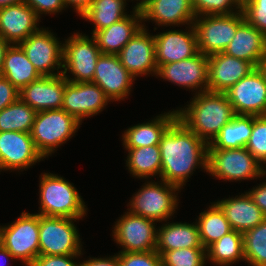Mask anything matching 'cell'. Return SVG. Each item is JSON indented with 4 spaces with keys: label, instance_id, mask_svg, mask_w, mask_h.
<instances>
[{
    "label": "cell",
    "instance_id": "6da1fadb",
    "mask_svg": "<svg viewBox=\"0 0 266 266\" xmlns=\"http://www.w3.org/2000/svg\"><path fill=\"white\" fill-rule=\"evenodd\" d=\"M160 180L182 189L199 166L207 170L208 144L176 118L162 135L160 142Z\"/></svg>",
    "mask_w": 266,
    "mask_h": 266
},
{
    "label": "cell",
    "instance_id": "b9f144b4",
    "mask_svg": "<svg viewBox=\"0 0 266 266\" xmlns=\"http://www.w3.org/2000/svg\"><path fill=\"white\" fill-rule=\"evenodd\" d=\"M78 256L81 255H39L30 266H80L74 261Z\"/></svg>",
    "mask_w": 266,
    "mask_h": 266
},
{
    "label": "cell",
    "instance_id": "cb8c5ba5",
    "mask_svg": "<svg viewBox=\"0 0 266 266\" xmlns=\"http://www.w3.org/2000/svg\"><path fill=\"white\" fill-rule=\"evenodd\" d=\"M133 14L95 32V39L102 54L117 55L131 38L143 27L140 8L134 6Z\"/></svg>",
    "mask_w": 266,
    "mask_h": 266
},
{
    "label": "cell",
    "instance_id": "4dcf8cb0",
    "mask_svg": "<svg viewBox=\"0 0 266 266\" xmlns=\"http://www.w3.org/2000/svg\"><path fill=\"white\" fill-rule=\"evenodd\" d=\"M207 260L213 265L229 266L244 260L243 233L231 230L206 249Z\"/></svg>",
    "mask_w": 266,
    "mask_h": 266
},
{
    "label": "cell",
    "instance_id": "60d3db41",
    "mask_svg": "<svg viewBox=\"0 0 266 266\" xmlns=\"http://www.w3.org/2000/svg\"><path fill=\"white\" fill-rule=\"evenodd\" d=\"M120 266H162L161 255L150 252H119Z\"/></svg>",
    "mask_w": 266,
    "mask_h": 266
},
{
    "label": "cell",
    "instance_id": "2e32d148",
    "mask_svg": "<svg viewBox=\"0 0 266 266\" xmlns=\"http://www.w3.org/2000/svg\"><path fill=\"white\" fill-rule=\"evenodd\" d=\"M143 27L117 54L120 62L134 77L157 73L154 35ZM150 72V73H149Z\"/></svg>",
    "mask_w": 266,
    "mask_h": 266
},
{
    "label": "cell",
    "instance_id": "30bf717a",
    "mask_svg": "<svg viewBox=\"0 0 266 266\" xmlns=\"http://www.w3.org/2000/svg\"><path fill=\"white\" fill-rule=\"evenodd\" d=\"M101 54L92 36L89 38L88 35L74 33L63 43V76L70 82H92L96 63ZM67 71L73 75V78L66 75Z\"/></svg>",
    "mask_w": 266,
    "mask_h": 266
},
{
    "label": "cell",
    "instance_id": "7c38bea8",
    "mask_svg": "<svg viewBox=\"0 0 266 266\" xmlns=\"http://www.w3.org/2000/svg\"><path fill=\"white\" fill-rule=\"evenodd\" d=\"M156 221L128 212L115 222L114 241L122 246L119 252L155 251L157 244Z\"/></svg>",
    "mask_w": 266,
    "mask_h": 266
},
{
    "label": "cell",
    "instance_id": "c3c4849f",
    "mask_svg": "<svg viewBox=\"0 0 266 266\" xmlns=\"http://www.w3.org/2000/svg\"><path fill=\"white\" fill-rule=\"evenodd\" d=\"M9 45L10 44L4 38L0 36V75H1L2 67H3L4 55Z\"/></svg>",
    "mask_w": 266,
    "mask_h": 266
},
{
    "label": "cell",
    "instance_id": "ab89813d",
    "mask_svg": "<svg viewBox=\"0 0 266 266\" xmlns=\"http://www.w3.org/2000/svg\"><path fill=\"white\" fill-rule=\"evenodd\" d=\"M245 20L266 36V0H242Z\"/></svg>",
    "mask_w": 266,
    "mask_h": 266
},
{
    "label": "cell",
    "instance_id": "44dd1931",
    "mask_svg": "<svg viewBox=\"0 0 266 266\" xmlns=\"http://www.w3.org/2000/svg\"><path fill=\"white\" fill-rule=\"evenodd\" d=\"M67 79L61 75L41 76L26 85L19 97L36 112L62 109Z\"/></svg>",
    "mask_w": 266,
    "mask_h": 266
},
{
    "label": "cell",
    "instance_id": "9a60e30c",
    "mask_svg": "<svg viewBox=\"0 0 266 266\" xmlns=\"http://www.w3.org/2000/svg\"><path fill=\"white\" fill-rule=\"evenodd\" d=\"M41 160L30 133L0 132V171L28 169Z\"/></svg>",
    "mask_w": 266,
    "mask_h": 266
},
{
    "label": "cell",
    "instance_id": "f907efd6",
    "mask_svg": "<svg viewBox=\"0 0 266 266\" xmlns=\"http://www.w3.org/2000/svg\"><path fill=\"white\" fill-rule=\"evenodd\" d=\"M25 2V0H0V8L6 7L12 4H18Z\"/></svg>",
    "mask_w": 266,
    "mask_h": 266
},
{
    "label": "cell",
    "instance_id": "1f68e13d",
    "mask_svg": "<svg viewBox=\"0 0 266 266\" xmlns=\"http://www.w3.org/2000/svg\"><path fill=\"white\" fill-rule=\"evenodd\" d=\"M128 171L137 178H151L161 173V155L159 145L126 148ZM151 176V177H149Z\"/></svg>",
    "mask_w": 266,
    "mask_h": 266
},
{
    "label": "cell",
    "instance_id": "d4e9b609",
    "mask_svg": "<svg viewBox=\"0 0 266 266\" xmlns=\"http://www.w3.org/2000/svg\"><path fill=\"white\" fill-rule=\"evenodd\" d=\"M215 203L223 211L231 229L241 233L256 227L266 219V215L247 192Z\"/></svg>",
    "mask_w": 266,
    "mask_h": 266
},
{
    "label": "cell",
    "instance_id": "277c9868",
    "mask_svg": "<svg viewBox=\"0 0 266 266\" xmlns=\"http://www.w3.org/2000/svg\"><path fill=\"white\" fill-rule=\"evenodd\" d=\"M206 172L225 181L252 180L265 176L266 165L263 166L245 147L219 149L208 146Z\"/></svg>",
    "mask_w": 266,
    "mask_h": 266
},
{
    "label": "cell",
    "instance_id": "e0dca14e",
    "mask_svg": "<svg viewBox=\"0 0 266 266\" xmlns=\"http://www.w3.org/2000/svg\"><path fill=\"white\" fill-rule=\"evenodd\" d=\"M156 76L187 89L208 91V56L198 52L195 56L178 62L161 65Z\"/></svg>",
    "mask_w": 266,
    "mask_h": 266
},
{
    "label": "cell",
    "instance_id": "f5cc1de1",
    "mask_svg": "<svg viewBox=\"0 0 266 266\" xmlns=\"http://www.w3.org/2000/svg\"><path fill=\"white\" fill-rule=\"evenodd\" d=\"M138 1V0H137ZM140 1V0H139ZM147 0H141L139 3L137 2L136 8H140Z\"/></svg>",
    "mask_w": 266,
    "mask_h": 266
},
{
    "label": "cell",
    "instance_id": "9c48e42d",
    "mask_svg": "<svg viewBox=\"0 0 266 266\" xmlns=\"http://www.w3.org/2000/svg\"><path fill=\"white\" fill-rule=\"evenodd\" d=\"M0 244L25 266H30L39 256V214L22 212L9 225L0 227Z\"/></svg>",
    "mask_w": 266,
    "mask_h": 266
},
{
    "label": "cell",
    "instance_id": "5b68a950",
    "mask_svg": "<svg viewBox=\"0 0 266 266\" xmlns=\"http://www.w3.org/2000/svg\"><path fill=\"white\" fill-rule=\"evenodd\" d=\"M81 124L64 109L43 110L36 113L30 134L38 152L46 158L73 137Z\"/></svg>",
    "mask_w": 266,
    "mask_h": 266
},
{
    "label": "cell",
    "instance_id": "bcb514c9",
    "mask_svg": "<svg viewBox=\"0 0 266 266\" xmlns=\"http://www.w3.org/2000/svg\"><path fill=\"white\" fill-rule=\"evenodd\" d=\"M80 266H120L118 254L105 258H91L80 263Z\"/></svg>",
    "mask_w": 266,
    "mask_h": 266
},
{
    "label": "cell",
    "instance_id": "f1b7e54d",
    "mask_svg": "<svg viewBox=\"0 0 266 266\" xmlns=\"http://www.w3.org/2000/svg\"><path fill=\"white\" fill-rule=\"evenodd\" d=\"M1 76L19 91L41 77L18 44L9 45L6 49Z\"/></svg>",
    "mask_w": 266,
    "mask_h": 266
},
{
    "label": "cell",
    "instance_id": "74e56055",
    "mask_svg": "<svg viewBox=\"0 0 266 266\" xmlns=\"http://www.w3.org/2000/svg\"><path fill=\"white\" fill-rule=\"evenodd\" d=\"M241 5L242 0H192L196 17L234 14L241 11ZM232 6L236 7L235 11Z\"/></svg>",
    "mask_w": 266,
    "mask_h": 266
},
{
    "label": "cell",
    "instance_id": "4316f807",
    "mask_svg": "<svg viewBox=\"0 0 266 266\" xmlns=\"http://www.w3.org/2000/svg\"><path fill=\"white\" fill-rule=\"evenodd\" d=\"M181 248H204L197 223H164L157 230L155 250L162 256L166 251Z\"/></svg>",
    "mask_w": 266,
    "mask_h": 266
},
{
    "label": "cell",
    "instance_id": "f546056e",
    "mask_svg": "<svg viewBox=\"0 0 266 266\" xmlns=\"http://www.w3.org/2000/svg\"><path fill=\"white\" fill-rule=\"evenodd\" d=\"M255 115H236L224 125L213 141L210 148L234 149L246 147L252 133Z\"/></svg>",
    "mask_w": 266,
    "mask_h": 266
},
{
    "label": "cell",
    "instance_id": "8d00e7d4",
    "mask_svg": "<svg viewBox=\"0 0 266 266\" xmlns=\"http://www.w3.org/2000/svg\"><path fill=\"white\" fill-rule=\"evenodd\" d=\"M161 259L162 266H204L207 255L205 248H181L166 251Z\"/></svg>",
    "mask_w": 266,
    "mask_h": 266
},
{
    "label": "cell",
    "instance_id": "ee69618b",
    "mask_svg": "<svg viewBox=\"0 0 266 266\" xmlns=\"http://www.w3.org/2000/svg\"><path fill=\"white\" fill-rule=\"evenodd\" d=\"M19 92L9 80L0 75V111L15 102Z\"/></svg>",
    "mask_w": 266,
    "mask_h": 266
},
{
    "label": "cell",
    "instance_id": "f35d334b",
    "mask_svg": "<svg viewBox=\"0 0 266 266\" xmlns=\"http://www.w3.org/2000/svg\"><path fill=\"white\" fill-rule=\"evenodd\" d=\"M262 165L266 164V115L255 116L245 147Z\"/></svg>",
    "mask_w": 266,
    "mask_h": 266
},
{
    "label": "cell",
    "instance_id": "ffe728a7",
    "mask_svg": "<svg viewBox=\"0 0 266 266\" xmlns=\"http://www.w3.org/2000/svg\"><path fill=\"white\" fill-rule=\"evenodd\" d=\"M188 31L169 30L154 35L157 68L195 56L199 50L193 24Z\"/></svg>",
    "mask_w": 266,
    "mask_h": 266
},
{
    "label": "cell",
    "instance_id": "83f0119b",
    "mask_svg": "<svg viewBox=\"0 0 266 266\" xmlns=\"http://www.w3.org/2000/svg\"><path fill=\"white\" fill-rule=\"evenodd\" d=\"M177 118V110L165 112L146 123L129 127L122 135L125 148L159 145L160 139L171 123Z\"/></svg>",
    "mask_w": 266,
    "mask_h": 266
},
{
    "label": "cell",
    "instance_id": "681fc988",
    "mask_svg": "<svg viewBox=\"0 0 266 266\" xmlns=\"http://www.w3.org/2000/svg\"><path fill=\"white\" fill-rule=\"evenodd\" d=\"M0 257H1L0 258V261H1V259H2V261H4L3 260L4 258L6 259L5 261H7L9 258L10 259H14V257L12 256V254L6 248H4L1 244H0ZM2 263H0V266H2L1 265ZM5 263H3L4 264L3 266H5Z\"/></svg>",
    "mask_w": 266,
    "mask_h": 266
},
{
    "label": "cell",
    "instance_id": "3957f363",
    "mask_svg": "<svg viewBox=\"0 0 266 266\" xmlns=\"http://www.w3.org/2000/svg\"><path fill=\"white\" fill-rule=\"evenodd\" d=\"M40 179V212L37 214L75 219L87 214L85 202L69 181L53 173H44Z\"/></svg>",
    "mask_w": 266,
    "mask_h": 266
},
{
    "label": "cell",
    "instance_id": "8992f818",
    "mask_svg": "<svg viewBox=\"0 0 266 266\" xmlns=\"http://www.w3.org/2000/svg\"><path fill=\"white\" fill-rule=\"evenodd\" d=\"M148 181L129 202L128 211L156 222H167L178 207L176 191L180 188L163 180Z\"/></svg>",
    "mask_w": 266,
    "mask_h": 266
},
{
    "label": "cell",
    "instance_id": "5bb4252c",
    "mask_svg": "<svg viewBox=\"0 0 266 266\" xmlns=\"http://www.w3.org/2000/svg\"><path fill=\"white\" fill-rule=\"evenodd\" d=\"M108 102L110 99L96 83L70 81L65 83L62 109L80 123L84 118L103 111Z\"/></svg>",
    "mask_w": 266,
    "mask_h": 266
},
{
    "label": "cell",
    "instance_id": "ba28073f",
    "mask_svg": "<svg viewBox=\"0 0 266 266\" xmlns=\"http://www.w3.org/2000/svg\"><path fill=\"white\" fill-rule=\"evenodd\" d=\"M244 20L242 10L234 14L196 17L193 26L199 52L206 56L224 52Z\"/></svg>",
    "mask_w": 266,
    "mask_h": 266
},
{
    "label": "cell",
    "instance_id": "52a82bcc",
    "mask_svg": "<svg viewBox=\"0 0 266 266\" xmlns=\"http://www.w3.org/2000/svg\"><path fill=\"white\" fill-rule=\"evenodd\" d=\"M75 218L39 214V255H81Z\"/></svg>",
    "mask_w": 266,
    "mask_h": 266
},
{
    "label": "cell",
    "instance_id": "484cf974",
    "mask_svg": "<svg viewBox=\"0 0 266 266\" xmlns=\"http://www.w3.org/2000/svg\"><path fill=\"white\" fill-rule=\"evenodd\" d=\"M224 53L252 63L255 67L266 56V36L244 20Z\"/></svg>",
    "mask_w": 266,
    "mask_h": 266
},
{
    "label": "cell",
    "instance_id": "836d02e7",
    "mask_svg": "<svg viewBox=\"0 0 266 266\" xmlns=\"http://www.w3.org/2000/svg\"><path fill=\"white\" fill-rule=\"evenodd\" d=\"M126 0H93L89 9L81 16L94 24L92 35L125 18Z\"/></svg>",
    "mask_w": 266,
    "mask_h": 266
},
{
    "label": "cell",
    "instance_id": "d590c367",
    "mask_svg": "<svg viewBox=\"0 0 266 266\" xmlns=\"http://www.w3.org/2000/svg\"><path fill=\"white\" fill-rule=\"evenodd\" d=\"M243 247L248 265L266 266V219L243 233Z\"/></svg>",
    "mask_w": 266,
    "mask_h": 266
},
{
    "label": "cell",
    "instance_id": "7bdbcfd3",
    "mask_svg": "<svg viewBox=\"0 0 266 266\" xmlns=\"http://www.w3.org/2000/svg\"><path fill=\"white\" fill-rule=\"evenodd\" d=\"M25 3L36 12L39 18L40 14H55L66 8L63 0H25Z\"/></svg>",
    "mask_w": 266,
    "mask_h": 266
},
{
    "label": "cell",
    "instance_id": "f6af8a7d",
    "mask_svg": "<svg viewBox=\"0 0 266 266\" xmlns=\"http://www.w3.org/2000/svg\"><path fill=\"white\" fill-rule=\"evenodd\" d=\"M255 204L259 206V208L266 215V182L259 184L256 188H252L247 192Z\"/></svg>",
    "mask_w": 266,
    "mask_h": 266
},
{
    "label": "cell",
    "instance_id": "603a6c76",
    "mask_svg": "<svg viewBox=\"0 0 266 266\" xmlns=\"http://www.w3.org/2000/svg\"><path fill=\"white\" fill-rule=\"evenodd\" d=\"M142 20H152L158 26L193 24L196 15L192 0H147L141 7Z\"/></svg>",
    "mask_w": 266,
    "mask_h": 266
},
{
    "label": "cell",
    "instance_id": "d6a6232c",
    "mask_svg": "<svg viewBox=\"0 0 266 266\" xmlns=\"http://www.w3.org/2000/svg\"><path fill=\"white\" fill-rule=\"evenodd\" d=\"M197 221L201 242L205 249L232 230L223 211L215 202H212L206 211L200 213Z\"/></svg>",
    "mask_w": 266,
    "mask_h": 266
},
{
    "label": "cell",
    "instance_id": "d6986e66",
    "mask_svg": "<svg viewBox=\"0 0 266 266\" xmlns=\"http://www.w3.org/2000/svg\"><path fill=\"white\" fill-rule=\"evenodd\" d=\"M256 67L224 52L208 56V91L225 93Z\"/></svg>",
    "mask_w": 266,
    "mask_h": 266
},
{
    "label": "cell",
    "instance_id": "e575fe53",
    "mask_svg": "<svg viewBox=\"0 0 266 266\" xmlns=\"http://www.w3.org/2000/svg\"><path fill=\"white\" fill-rule=\"evenodd\" d=\"M36 111L20 97L0 111V132L31 133Z\"/></svg>",
    "mask_w": 266,
    "mask_h": 266
},
{
    "label": "cell",
    "instance_id": "7a4b0ae2",
    "mask_svg": "<svg viewBox=\"0 0 266 266\" xmlns=\"http://www.w3.org/2000/svg\"><path fill=\"white\" fill-rule=\"evenodd\" d=\"M186 106L177 110V118L207 144L236 116L225 93H195Z\"/></svg>",
    "mask_w": 266,
    "mask_h": 266
},
{
    "label": "cell",
    "instance_id": "816d5d0a",
    "mask_svg": "<svg viewBox=\"0 0 266 266\" xmlns=\"http://www.w3.org/2000/svg\"><path fill=\"white\" fill-rule=\"evenodd\" d=\"M257 67L263 74L264 79L266 80V56L260 61Z\"/></svg>",
    "mask_w": 266,
    "mask_h": 266
},
{
    "label": "cell",
    "instance_id": "7dc6e473",
    "mask_svg": "<svg viewBox=\"0 0 266 266\" xmlns=\"http://www.w3.org/2000/svg\"><path fill=\"white\" fill-rule=\"evenodd\" d=\"M65 7L72 5L70 7H73L75 12L79 14V16H82L92 5L93 0H63ZM69 4V5H68Z\"/></svg>",
    "mask_w": 266,
    "mask_h": 266
},
{
    "label": "cell",
    "instance_id": "ac0fdd59",
    "mask_svg": "<svg viewBox=\"0 0 266 266\" xmlns=\"http://www.w3.org/2000/svg\"><path fill=\"white\" fill-rule=\"evenodd\" d=\"M136 80L122 65L117 55L101 54L97 60L92 82L96 83L110 99L127 98Z\"/></svg>",
    "mask_w": 266,
    "mask_h": 266
},
{
    "label": "cell",
    "instance_id": "8fae6325",
    "mask_svg": "<svg viewBox=\"0 0 266 266\" xmlns=\"http://www.w3.org/2000/svg\"><path fill=\"white\" fill-rule=\"evenodd\" d=\"M18 45L41 76L62 74L58 70L63 67V43L50 31L40 28Z\"/></svg>",
    "mask_w": 266,
    "mask_h": 266
},
{
    "label": "cell",
    "instance_id": "7402d4cb",
    "mask_svg": "<svg viewBox=\"0 0 266 266\" xmlns=\"http://www.w3.org/2000/svg\"><path fill=\"white\" fill-rule=\"evenodd\" d=\"M39 19L25 2L0 8V36L10 45L19 44L39 30Z\"/></svg>",
    "mask_w": 266,
    "mask_h": 266
},
{
    "label": "cell",
    "instance_id": "4fadbf2b",
    "mask_svg": "<svg viewBox=\"0 0 266 266\" xmlns=\"http://www.w3.org/2000/svg\"><path fill=\"white\" fill-rule=\"evenodd\" d=\"M225 94L236 115H266V80L258 67Z\"/></svg>",
    "mask_w": 266,
    "mask_h": 266
}]
</instances>
